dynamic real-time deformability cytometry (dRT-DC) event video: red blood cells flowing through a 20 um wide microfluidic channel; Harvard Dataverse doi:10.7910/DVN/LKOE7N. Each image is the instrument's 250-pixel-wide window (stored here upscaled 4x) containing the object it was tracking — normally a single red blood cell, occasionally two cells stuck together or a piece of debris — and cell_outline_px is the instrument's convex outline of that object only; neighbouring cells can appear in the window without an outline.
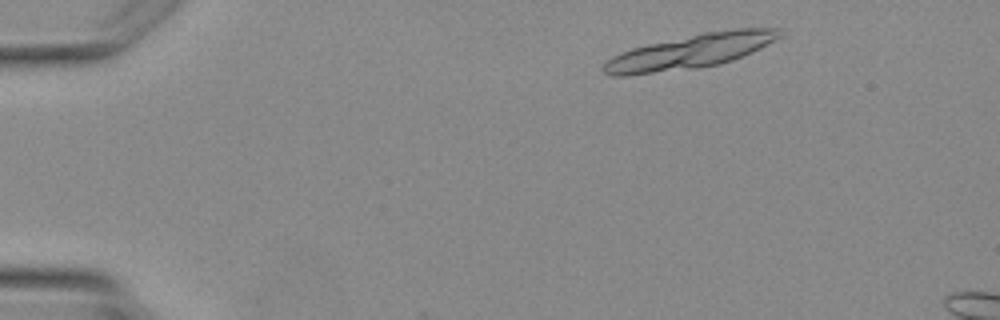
{"species": "Egyptian fruit bat (a non-hibernating species)", "species_latin": "Rousettus aegyptiacus", "temperature_condition": "warm", "stored_images_in_passage": 3, "camera_frame_rate_fps": 3000, "um_per_image_px": 0.085, "animal": {"sex": "female"}, "frame": {"image": 1, "passage_image": 1, "time_ms": 0.0, "image_size_px": [1000, 320], "cell_outline_px": [[784, 36], [752, 52], [732, 60], [720, 64], [700, 68], [628, 76], [608, 76], [600, 68], [612, 56], [632, 48], [648, 44], [704, 32], [732, 28], [780, 28], [784, 32]], "centroid_in_image_um": [58.7, 4.38], "position_along_channel_um": 26.3, "area_um2": 35.55}}